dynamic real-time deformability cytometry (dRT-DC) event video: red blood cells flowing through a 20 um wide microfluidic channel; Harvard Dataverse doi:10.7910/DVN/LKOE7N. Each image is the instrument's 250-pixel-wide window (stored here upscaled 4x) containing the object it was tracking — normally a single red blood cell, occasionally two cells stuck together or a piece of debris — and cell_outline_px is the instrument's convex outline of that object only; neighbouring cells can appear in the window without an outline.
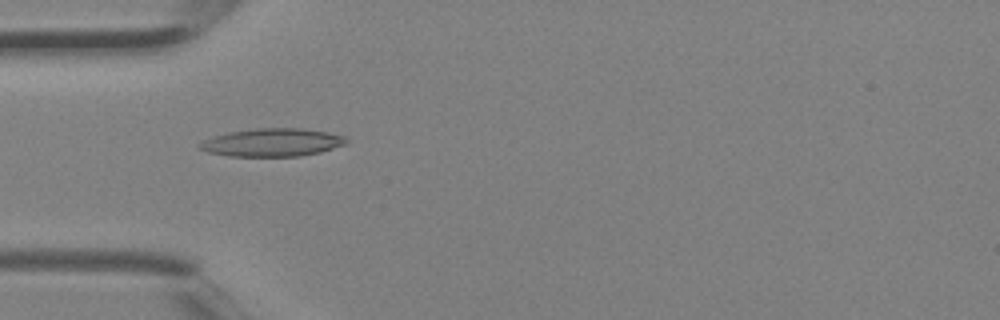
{"species": "Egyptian fruit bat (a non-hibernating species)", "species_latin": "Rousettus aegyptiacus", "temperature_condition": "room temperature", "stored_images_in_passage": 2, "camera_frame_rate_fps": 3000, "um_per_image_px": 0.085, "animal": {"sex": "female"}, "frame": {"image": 1, "passage_image": 2, "time_ms": 0.333, "image_size_px": [1000, 320], "cell_outline_px": [[348, 144], [320, 152], [300, 156], [228, 156], [208, 152], [200, 148], [196, 144], [204, 140], [216, 136], [232, 132], [256, 128], [300, 128], [328, 132], [344, 136], [348, 140]], "centroid_in_image_um": [23.18, 12.11], "position_along_channel_um": 61.8, "area_um2": 23.81}}